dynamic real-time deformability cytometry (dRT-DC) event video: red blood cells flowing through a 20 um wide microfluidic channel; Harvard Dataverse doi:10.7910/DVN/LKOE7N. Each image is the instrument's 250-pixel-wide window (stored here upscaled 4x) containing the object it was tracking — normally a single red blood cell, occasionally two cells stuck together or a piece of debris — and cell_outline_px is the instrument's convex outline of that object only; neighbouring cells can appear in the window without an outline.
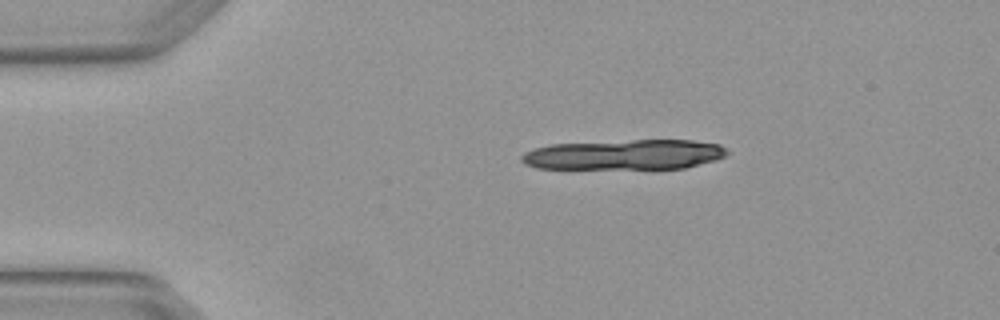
{"species": "Egyptian fruit bat (a non-hibernating species)", "species_latin": "Rousettus aegyptiacus", "temperature_condition": "warm", "stored_images_in_passage": 4, "camera_frame_rate_fps": 3000, "um_per_image_px": 0.085, "animal": {"sex": "female"}, "frame": {"image": 1, "passage_image": 1, "time_ms": 0.0, "image_size_px": [1000, 320], "cell_outline_px": [[728, 152], [724, 156], [716, 160], [684, 168], [656, 172], [536, 168], [524, 164], [520, 160], [520, 156], [524, 152], [536, 148], [552, 144], [632, 140], [692, 140], [720, 144]], "centroid_in_image_um": [53.07, 13.21], "position_along_channel_um": 31.9, "area_um2": 37.97}}
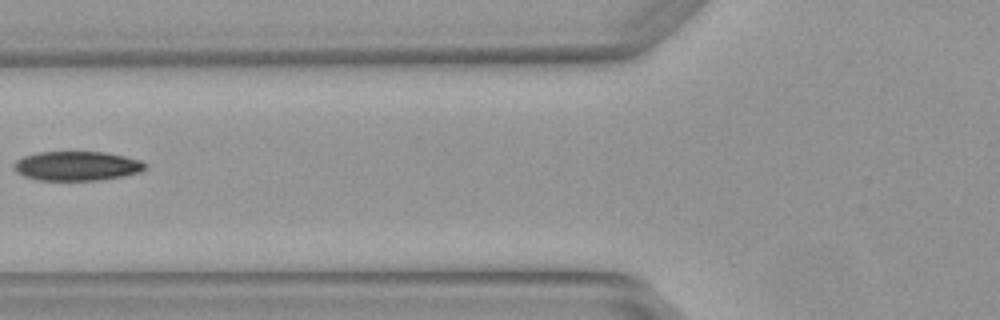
{"frame": {"image": 2, "passage_image": 4, "time_ms": 1.0, "image_size_px": [1000, 320], "cell_outline_px": [[148, 168], [140, 172], [124, 176], [100, 180], [36, 180], [24, 176], [16, 172], [12, 168], [12, 164], [16, 160], [24, 156], [40, 152], [104, 152], [124, 156], [140, 160], [148, 164]], "centroid_in_image_um": [6.54, 14.11], "position_along_channel_um": 119.3, "area_um2": 22.66}}